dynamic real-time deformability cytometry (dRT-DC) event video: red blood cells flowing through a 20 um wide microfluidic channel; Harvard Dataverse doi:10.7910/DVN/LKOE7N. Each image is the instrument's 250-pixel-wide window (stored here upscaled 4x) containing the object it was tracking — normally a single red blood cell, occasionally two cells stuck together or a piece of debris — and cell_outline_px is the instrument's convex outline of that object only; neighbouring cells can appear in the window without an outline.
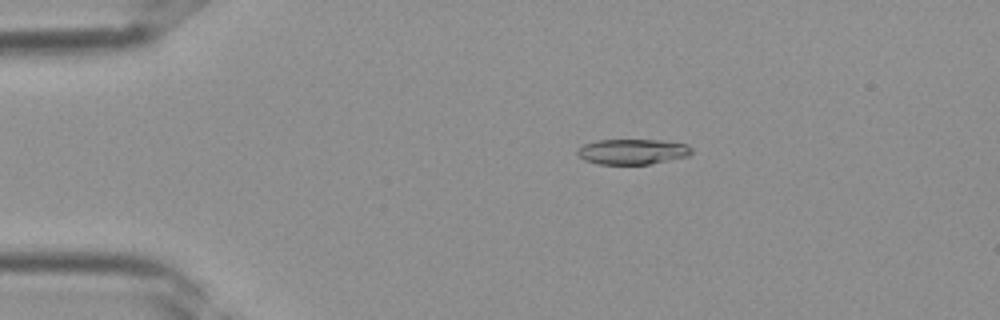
{"species": "Egyptian fruit bat (a non-hibernating species)", "species_latin": "Rousettus aegyptiacus", "temperature_condition": "room temperature", "stored_images_in_passage": 38, "camera_frame_rate_fps": 3000, "um_per_image_px": 0.085, "frame": {"image": 1, "passage_image": 8, "time_ms": 2.333, "image_size_px": [1000, 320], "cell_outline_px": [[692, 152], [688, 156], [648, 164], [600, 164], [584, 160], [576, 152], [584, 144], [596, 140], [656, 140], [688, 144], [692, 148]], "centroid_in_image_um": [53.77, 12.88], "position_along_channel_um": 31.2, "area_um2": 16.7}}
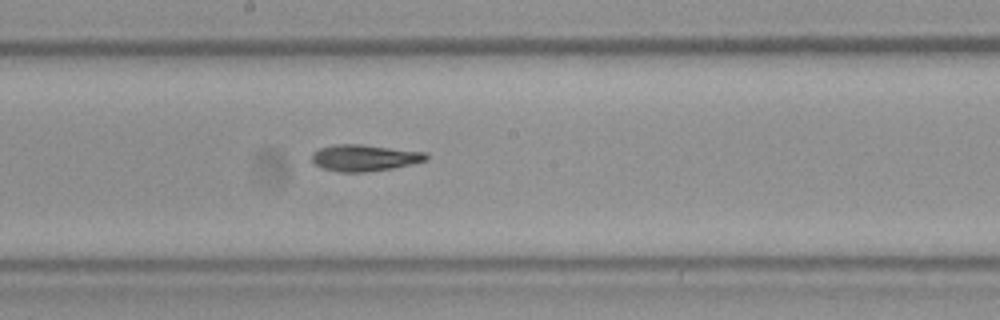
{"frame": {"image": 2, "passage_image": 21, "time_ms": 6.667, "image_size_px": [1000, 320], "cell_outline_px": [[428, 160], [412, 164], [392, 168], [364, 172], [340, 172], [320, 168], [312, 160], [312, 152], [320, 148], [336, 144], [360, 144], [428, 152]], "centroid_in_image_um": [31.0, 13.41], "position_along_channel_um": 217.2, "area_um2": 17.74}}
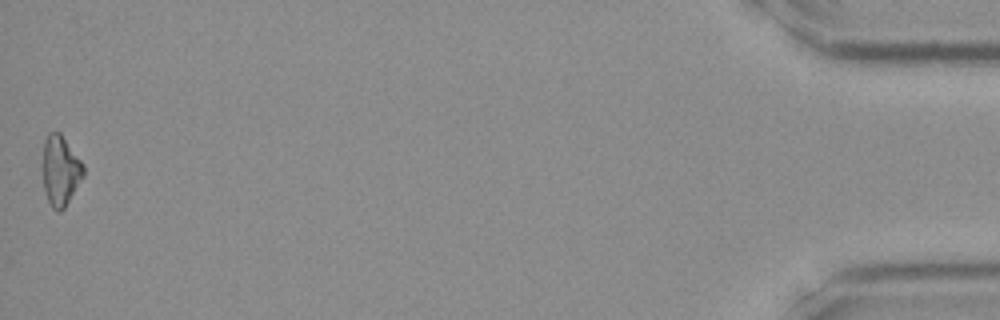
{"frame": {"image": 3, "passage_image": 38, "time_ms": 12.333, "image_size_px": [1000, 320], "cell_outline_px": [[84, 176], [64, 208], [60, 212], [56, 212], [52, 208], [48, 200], [44, 188], [44, 140], [48, 132], [60, 132], [84, 164]], "centroid_in_image_um": [5.16, 14.5], "position_along_channel_um": 430.0, "area_um2": 16.47}}